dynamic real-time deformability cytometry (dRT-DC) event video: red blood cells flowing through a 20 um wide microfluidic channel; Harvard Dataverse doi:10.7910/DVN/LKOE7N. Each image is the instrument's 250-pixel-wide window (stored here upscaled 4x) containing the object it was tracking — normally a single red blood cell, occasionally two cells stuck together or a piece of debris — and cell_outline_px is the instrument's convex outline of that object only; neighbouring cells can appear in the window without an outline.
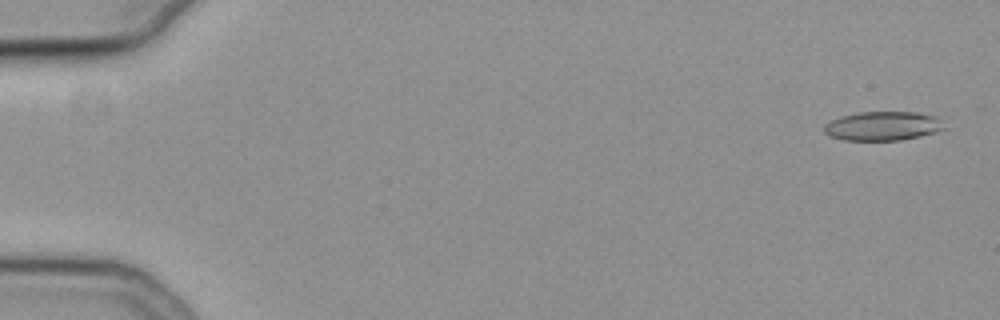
{"species": "common noctule bat (a hibernating species)", "species_latin": "Nyctalus noctula", "temperature_condition": "cold", "stored_images_in_passage": 55, "camera_frame_rate_fps": 3000, "um_per_image_px": 0.085, "animal": {"sex": "female", "body_mass_g": 19.3, "forearm_length_mm": 54.1}, "frame": {"image": 1, "passage_image": 2, "time_ms": 0.333, "image_size_px": [1000, 320], "cell_outline_px": [[944, 128], [920, 136], [900, 140], [844, 140], [832, 136], [824, 132], [824, 124], [832, 120], [844, 116], [860, 112], [916, 112], [936, 116]], "centroid_in_image_um": [75.01, 10.71], "position_along_channel_um": 10.0, "area_um2": 19.88}}
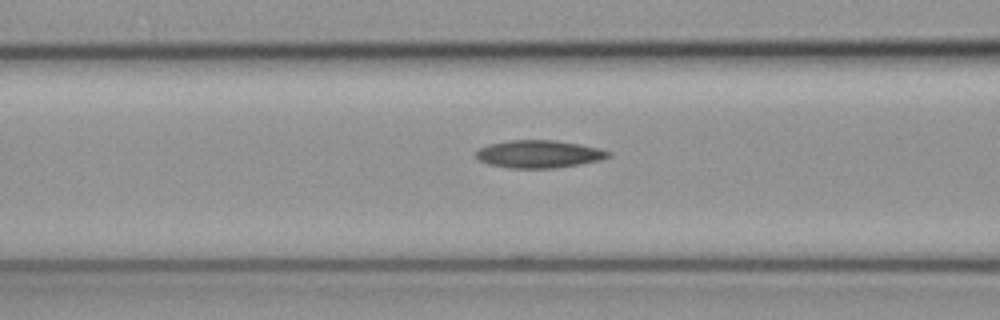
{"frame": {"image": 2, "passage_image": 23, "time_ms": 7.333, "image_size_px": [1000, 320], "cell_outline_px": [[612, 156], [600, 160], [580, 164], [552, 168], [508, 168], [488, 164], [480, 160], [476, 156], [476, 152], [480, 148], [488, 144], [508, 140], [552, 140], [580, 144], [600, 148], [612, 152]], "centroid_in_image_um": [45.83, 13.09], "position_along_channel_um": 120.8, "area_um2": 21.39}}
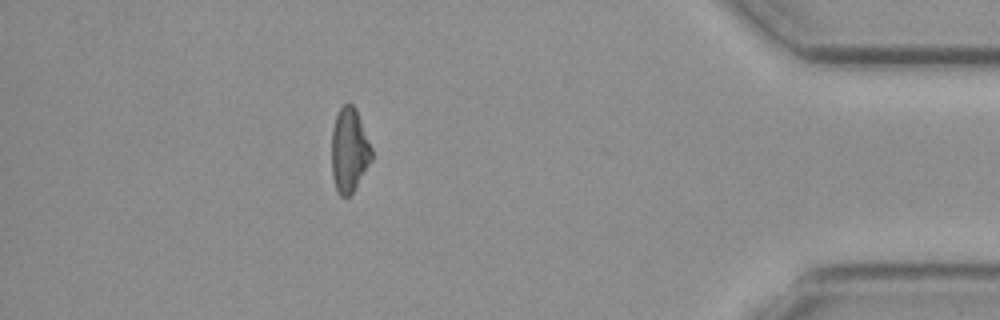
{"frame": {"image": 3, "passage_image": 49, "time_ms": 16.0, "image_size_px": [1000, 320], "cell_outline_px": [[372, 160], [352, 192], [348, 196], [340, 196], [336, 188], [332, 176], [332, 128], [336, 116], [340, 108], [344, 104], [352, 104], [356, 108], [372, 148]], "centroid_in_image_um": [29.69, 12.75], "position_along_channel_um": 405.5, "area_um2": 19.48}}